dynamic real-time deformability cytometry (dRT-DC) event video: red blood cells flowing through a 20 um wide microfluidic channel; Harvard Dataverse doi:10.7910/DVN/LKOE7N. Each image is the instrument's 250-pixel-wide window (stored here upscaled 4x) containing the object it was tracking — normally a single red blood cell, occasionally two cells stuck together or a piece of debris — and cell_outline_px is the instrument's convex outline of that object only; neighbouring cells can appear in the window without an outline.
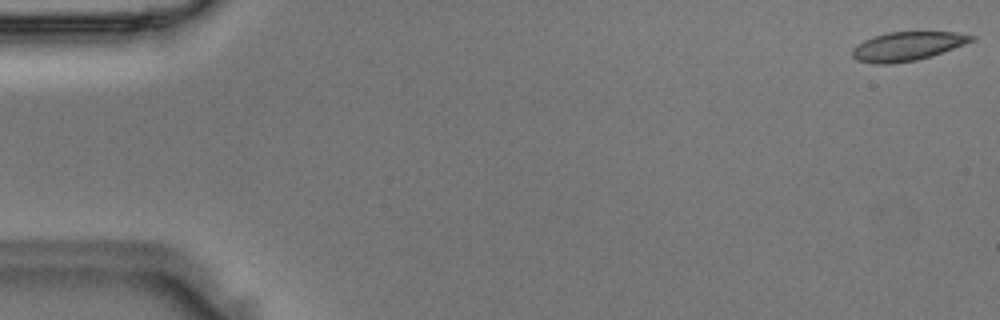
{"species": "Egyptian fruit bat (a non-hibernating species)", "species_latin": "Rousettus aegyptiacus", "temperature_condition": "room temperature", "stored_images_in_passage": 11, "camera_frame_rate_fps": 3000, "um_per_image_px": 0.085, "animal": {"sex": "male"}, "frame": {"image": 1, "passage_image": 1, "time_ms": 0.0, "image_size_px": [1000, 320], "cell_outline_px": [[976, 40], [932, 56], [916, 60], [892, 64], [872, 64], [856, 60], [852, 56], [852, 48], [864, 40], [872, 36], [888, 32], [956, 32], [976, 36]], "centroid_in_image_um": [77.11, 3.93], "position_along_channel_um": 7.9, "area_um2": 20.23}}